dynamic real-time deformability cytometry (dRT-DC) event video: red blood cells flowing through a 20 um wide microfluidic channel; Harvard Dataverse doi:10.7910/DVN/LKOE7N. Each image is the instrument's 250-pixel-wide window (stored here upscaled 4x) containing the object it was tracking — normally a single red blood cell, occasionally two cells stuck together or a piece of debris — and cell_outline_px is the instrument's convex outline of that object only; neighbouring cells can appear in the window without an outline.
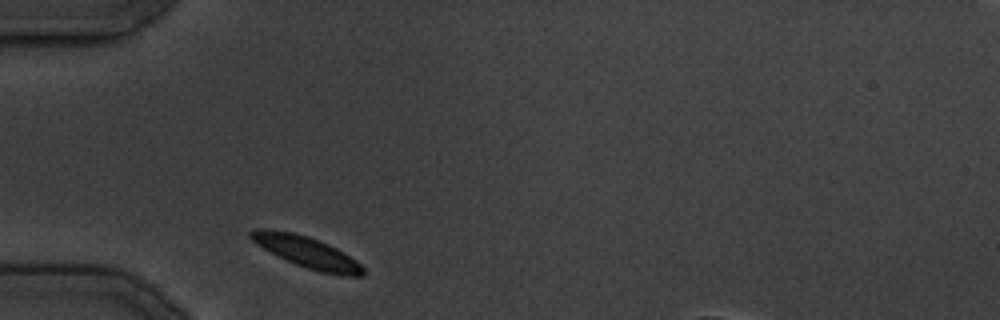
{"species": "common noctule bat (a hibernating species)", "species_latin": "Nyctalus noctula", "temperature_condition": "cold", "stored_images_in_passage": 6, "camera_frame_rate_fps": 3000, "um_per_image_px": 0.085, "animal": {"sex": "male", "body_mass_g": 19.5, "forearm_length_mm": 54.6}, "frame": {"image": 1, "passage_image": 1, "time_ms": 0.0, "image_size_px": [1000, 320], "cell_outline_px": [[364, 276], [344, 276], [320, 272], [296, 264], [256, 244], [248, 236], [248, 232], [256, 228], [268, 228], [292, 232], [308, 236], [328, 244], [344, 252], [356, 260], [364, 268]], "centroid_in_image_um": [26.09, 21.42], "position_along_channel_um": 58.9, "area_um2": 20.35}}
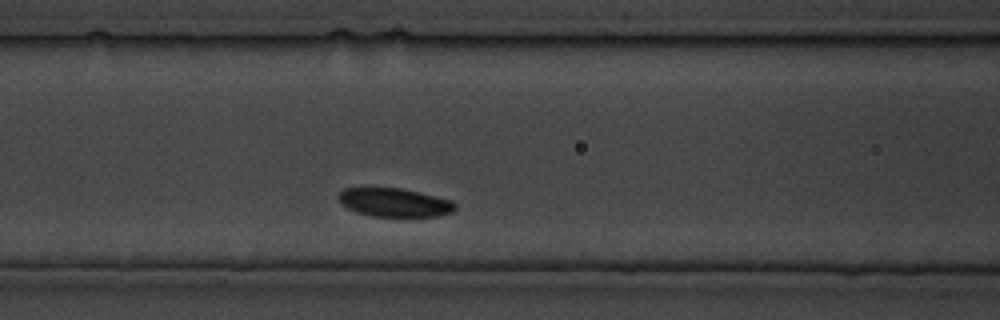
{"frame": {"image": 2, "passage_image": 6, "time_ms": 5.667, "image_size_px": [1000, 320], "cell_outline_px": [[456, 208], [452, 212], [440, 216], [372, 216], [356, 212], [348, 208], [340, 200], [340, 192], [344, 188], [400, 188], [452, 200], [456, 204]], "centroid_in_image_um": [33.57, 17.21], "position_along_channel_um": 133.0, "area_um2": 19.13}}